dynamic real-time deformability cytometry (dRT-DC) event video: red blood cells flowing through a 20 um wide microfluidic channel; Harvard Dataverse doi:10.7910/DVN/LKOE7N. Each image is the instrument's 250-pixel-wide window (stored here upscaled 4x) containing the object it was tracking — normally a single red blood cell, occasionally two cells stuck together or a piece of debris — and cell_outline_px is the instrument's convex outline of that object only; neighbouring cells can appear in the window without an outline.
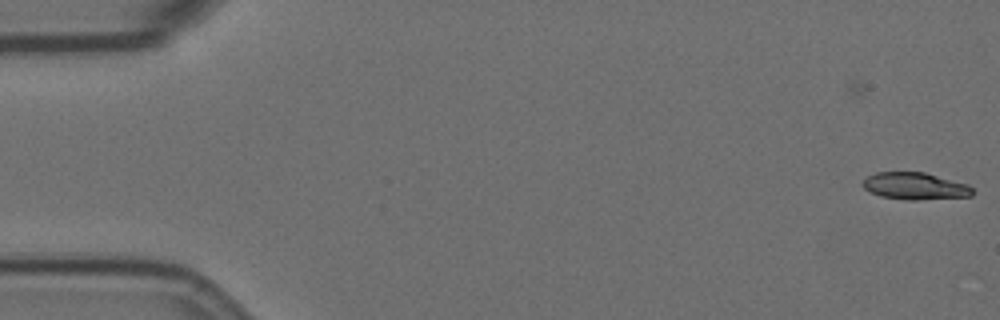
{"species": "Egyptian fruit bat (a non-hibernating species)", "species_latin": "Rousettus aegyptiacus", "temperature_condition": "room temperature", "stored_images_in_passage": 6, "camera_frame_rate_fps": 3000, "um_per_image_px": 0.085, "animal": {"sex": "female"}, "frame": {"image": 1, "passage_image": 6, "time_ms": 1.667, "image_size_px": [1000, 320], "cell_outline_px": [[972, 196], [916, 200], [908, 200], [880, 196], [868, 192], [864, 188], [864, 180], [868, 176], [876, 172], [924, 172], [968, 184], [972, 188]], "centroid_in_image_um": [77.77, 15.82], "position_along_channel_um": 7.2, "area_um2": 17.22}}